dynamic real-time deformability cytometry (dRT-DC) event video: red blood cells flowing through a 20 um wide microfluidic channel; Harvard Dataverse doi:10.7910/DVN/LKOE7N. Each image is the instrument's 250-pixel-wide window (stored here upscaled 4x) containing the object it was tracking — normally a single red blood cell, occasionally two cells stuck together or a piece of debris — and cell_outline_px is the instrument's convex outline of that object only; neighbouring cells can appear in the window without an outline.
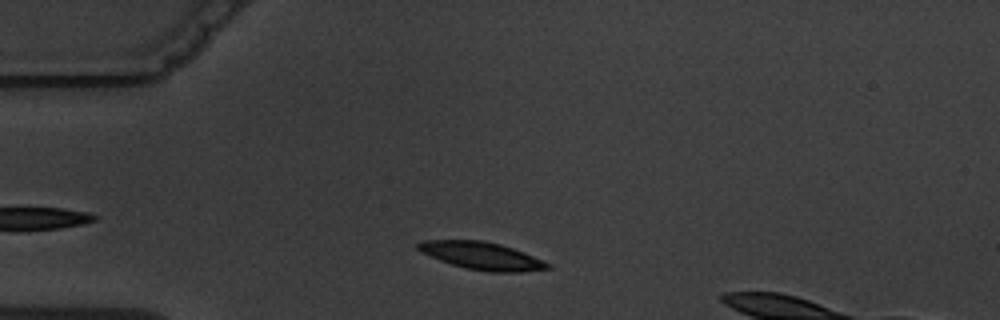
{"species": "common noctule bat (a hibernating species)", "species_latin": "Nyctalus noctula", "temperature_condition": "warm", "stored_images_in_passage": 4, "camera_frame_rate_fps": 3000, "um_per_image_px": 0.085, "animal": {"sex": "male", "body_mass_g": 19.5, "forearm_length_mm": 54.6}, "frame": {"image": 1, "passage_image": 1, "time_ms": 0.0, "image_size_px": [1000, 320], "cell_outline_px": [[552, 268], [520, 272], [488, 272], [464, 268], [440, 260], [420, 252], [416, 248], [416, 244], [420, 240], [484, 240], [500, 244], [524, 252], [544, 260], [552, 264]], "centroid_in_image_um": [40.96, 21.74], "position_along_channel_um": 44.0, "area_um2": 21.04}}